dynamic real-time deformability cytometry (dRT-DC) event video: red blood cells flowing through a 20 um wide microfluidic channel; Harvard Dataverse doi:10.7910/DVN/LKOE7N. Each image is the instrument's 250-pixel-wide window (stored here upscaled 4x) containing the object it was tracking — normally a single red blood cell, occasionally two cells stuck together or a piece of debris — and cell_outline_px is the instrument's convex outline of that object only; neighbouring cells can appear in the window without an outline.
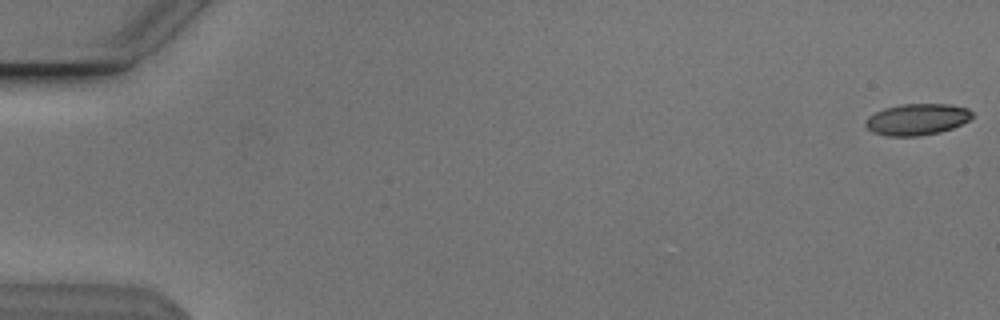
{"species": "Egyptian fruit bat (a non-hibernating species)", "species_latin": "Rousettus aegyptiacus", "temperature_condition": "cold", "stored_images_in_passage": 54, "camera_frame_rate_fps": 3000, "um_per_image_px": 0.085, "animal": {"sex": "male"}, "frame": {"image": 1, "passage_image": 1, "time_ms": 0.0, "image_size_px": [1000, 320], "cell_outline_px": [[972, 116], [968, 120], [952, 128], [940, 132], [916, 136], [888, 136], [872, 132], [864, 124], [868, 116], [884, 108], [900, 104], [948, 104], [968, 108], [972, 112]], "centroid_in_image_um": [77.92, 10.14], "position_along_channel_um": 7.1, "area_um2": 19.42}}
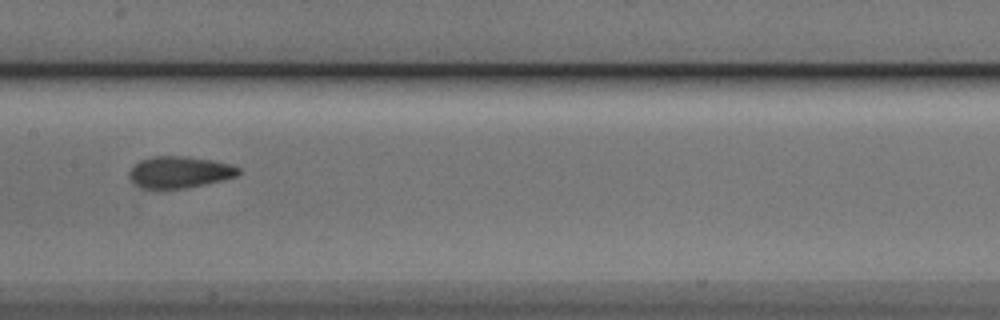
{"frame": {"image": 2, "passage_image": 28, "time_ms": 9.0, "image_size_px": [1000, 320], "cell_outline_px": [[240, 172], [236, 176], [188, 188], [156, 192], [140, 188], [132, 184], [128, 176], [128, 172], [140, 160], [152, 156], [188, 156], [212, 160], [232, 164], [240, 168]], "centroid_in_image_um": [15.18, 14.67], "position_along_channel_um": 192.2, "area_um2": 20.92}}
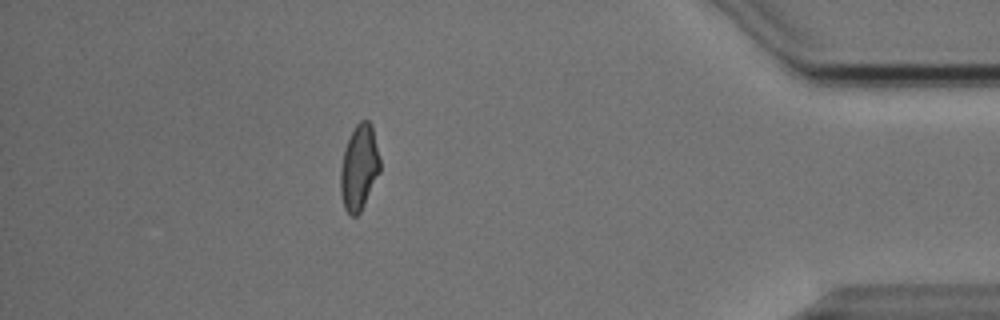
{"frame": {"image": 3, "passage_image": 48, "time_ms": 15.667, "image_size_px": [1000, 320], "cell_outline_px": [[380, 172], [360, 212], [356, 216], [352, 216], [344, 208], [340, 192], [340, 168], [344, 152], [348, 140], [356, 124], [360, 120], [368, 120], [372, 124], [380, 160]], "centroid_in_image_um": [30.53, 14.23], "position_along_channel_um": 404.7, "area_um2": 19.54}, "authors_computed_cell_mechanics": {"area_um2": 19.9699, "velocity_mm_per_s": 3.8476, "shape_relaxation_time_tau1_ms": 4.104, "shape_relaxation_time_tau2_ms": 1.5657, "deformation_change_tau1": 0.1361, "deformation_change_tau2": 0.0842}}